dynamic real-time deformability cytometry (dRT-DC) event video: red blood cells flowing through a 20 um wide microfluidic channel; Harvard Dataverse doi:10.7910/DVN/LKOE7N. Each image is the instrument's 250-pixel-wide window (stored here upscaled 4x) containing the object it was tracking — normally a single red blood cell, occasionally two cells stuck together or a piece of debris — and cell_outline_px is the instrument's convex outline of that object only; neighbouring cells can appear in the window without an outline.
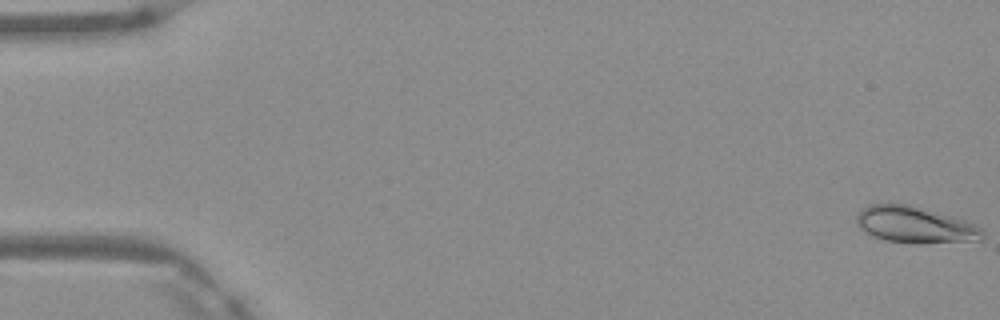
{"species": "Egyptian fruit bat (a non-hibernating species)", "species_latin": "Rousettus aegyptiacus", "temperature_condition": "warm", "stored_images_in_passage": 5, "camera_frame_rate_fps": 3000, "um_per_image_px": 0.085, "frame": {"image": 1, "passage_image": 1, "time_ms": 0.0, "image_size_px": [1000, 320], "cell_outline_px": [[984, 236], [980, 240], [920, 244], [916, 244], [888, 240], [872, 236], [864, 232], [860, 228], [856, 220], [856, 216], [868, 204], [908, 204], [964, 220], [976, 224], [984, 228]], "centroid_in_image_um": [77.81, 19.12], "position_along_channel_um": 7.2, "area_um2": 26.7}}
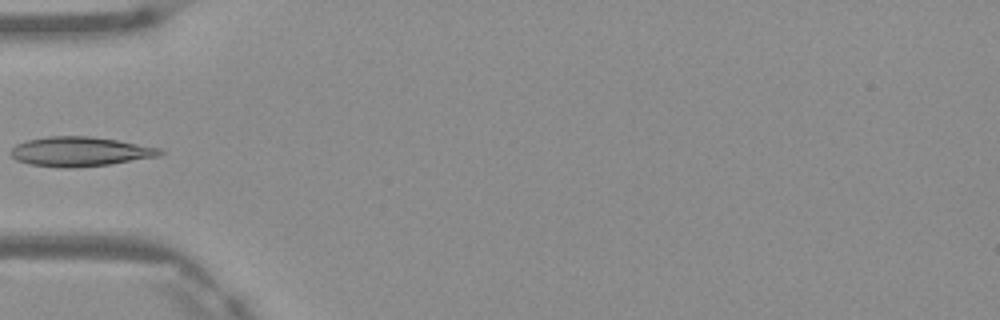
{"frame": {"image": 2, "passage_image": 5, "time_ms": 1.333, "image_size_px": [1000, 320], "cell_outline_px": [[164, 152], [160, 156], [108, 164], [72, 168], [60, 168], [28, 164], [16, 160], [12, 156], [12, 148], [16, 144], [28, 140], [48, 136], [92, 136], [116, 140], [160, 148]], "centroid_in_image_um": [6.79, 12.89], "position_along_channel_um": 78.2, "area_um2": 25.55}}